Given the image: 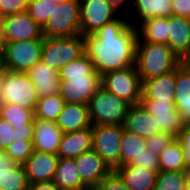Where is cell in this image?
I'll use <instances>...</instances> for the list:
<instances>
[{
    "mask_svg": "<svg viewBox=\"0 0 190 190\" xmlns=\"http://www.w3.org/2000/svg\"><path fill=\"white\" fill-rule=\"evenodd\" d=\"M85 38V52L100 74L135 65L137 31L131 21L120 17Z\"/></svg>",
    "mask_w": 190,
    "mask_h": 190,
    "instance_id": "obj_1",
    "label": "cell"
},
{
    "mask_svg": "<svg viewBox=\"0 0 190 190\" xmlns=\"http://www.w3.org/2000/svg\"><path fill=\"white\" fill-rule=\"evenodd\" d=\"M59 94L65 103L88 105L101 87V75L85 53L58 71Z\"/></svg>",
    "mask_w": 190,
    "mask_h": 190,
    "instance_id": "obj_2",
    "label": "cell"
},
{
    "mask_svg": "<svg viewBox=\"0 0 190 190\" xmlns=\"http://www.w3.org/2000/svg\"><path fill=\"white\" fill-rule=\"evenodd\" d=\"M182 62L168 44L136 43L135 66L141 81L174 71Z\"/></svg>",
    "mask_w": 190,
    "mask_h": 190,
    "instance_id": "obj_3",
    "label": "cell"
},
{
    "mask_svg": "<svg viewBox=\"0 0 190 190\" xmlns=\"http://www.w3.org/2000/svg\"><path fill=\"white\" fill-rule=\"evenodd\" d=\"M85 53V38L81 34L71 37H44L41 61L58 72Z\"/></svg>",
    "mask_w": 190,
    "mask_h": 190,
    "instance_id": "obj_4",
    "label": "cell"
},
{
    "mask_svg": "<svg viewBox=\"0 0 190 190\" xmlns=\"http://www.w3.org/2000/svg\"><path fill=\"white\" fill-rule=\"evenodd\" d=\"M129 104L100 87L88 102L89 118L95 125H123Z\"/></svg>",
    "mask_w": 190,
    "mask_h": 190,
    "instance_id": "obj_5",
    "label": "cell"
},
{
    "mask_svg": "<svg viewBox=\"0 0 190 190\" xmlns=\"http://www.w3.org/2000/svg\"><path fill=\"white\" fill-rule=\"evenodd\" d=\"M101 87L123 99L130 106L140 104L142 81L135 65L102 74Z\"/></svg>",
    "mask_w": 190,
    "mask_h": 190,
    "instance_id": "obj_6",
    "label": "cell"
},
{
    "mask_svg": "<svg viewBox=\"0 0 190 190\" xmlns=\"http://www.w3.org/2000/svg\"><path fill=\"white\" fill-rule=\"evenodd\" d=\"M80 26V0H70L54 6L42 33L44 37H71L80 34Z\"/></svg>",
    "mask_w": 190,
    "mask_h": 190,
    "instance_id": "obj_7",
    "label": "cell"
},
{
    "mask_svg": "<svg viewBox=\"0 0 190 190\" xmlns=\"http://www.w3.org/2000/svg\"><path fill=\"white\" fill-rule=\"evenodd\" d=\"M43 39L4 43L2 65L7 71L27 72L42 56Z\"/></svg>",
    "mask_w": 190,
    "mask_h": 190,
    "instance_id": "obj_8",
    "label": "cell"
},
{
    "mask_svg": "<svg viewBox=\"0 0 190 190\" xmlns=\"http://www.w3.org/2000/svg\"><path fill=\"white\" fill-rule=\"evenodd\" d=\"M123 125L92 126V149L114 171L121 166Z\"/></svg>",
    "mask_w": 190,
    "mask_h": 190,
    "instance_id": "obj_9",
    "label": "cell"
},
{
    "mask_svg": "<svg viewBox=\"0 0 190 190\" xmlns=\"http://www.w3.org/2000/svg\"><path fill=\"white\" fill-rule=\"evenodd\" d=\"M38 99L36 88L26 72H6L1 89V103L35 110Z\"/></svg>",
    "mask_w": 190,
    "mask_h": 190,
    "instance_id": "obj_10",
    "label": "cell"
},
{
    "mask_svg": "<svg viewBox=\"0 0 190 190\" xmlns=\"http://www.w3.org/2000/svg\"><path fill=\"white\" fill-rule=\"evenodd\" d=\"M80 34L94 35L101 27L118 16L106 0H80ZM115 16V17H114Z\"/></svg>",
    "mask_w": 190,
    "mask_h": 190,
    "instance_id": "obj_11",
    "label": "cell"
},
{
    "mask_svg": "<svg viewBox=\"0 0 190 190\" xmlns=\"http://www.w3.org/2000/svg\"><path fill=\"white\" fill-rule=\"evenodd\" d=\"M1 34L3 43L44 39L42 28L27 11L4 16Z\"/></svg>",
    "mask_w": 190,
    "mask_h": 190,
    "instance_id": "obj_12",
    "label": "cell"
},
{
    "mask_svg": "<svg viewBox=\"0 0 190 190\" xmlns=\"http://www.w3.org/2000/svg\"><path fill=\"white\" fill-rule=\"evenodd\" d=\"M141 106L150 114L156 116L158 128L161 131L177 138L184 125L182 118L175 107L174 101H155L141 98Z\"/></svg>",
    "mask_w": 190,
    "mask_h": 190,
    "instance_id": "obj_13",
    "label": "cell"
},
{
    "mask_svg": "<svg viewBox=\"0 0 190 190\" xmlns=\"http://www.w3.org/2000/svg\"><path fill=\"white\" fill-rule=\"evenodd\" d=\"M81 181L93 190L113 170L92 149L74 158Z\"/></svg>",
    "mask_w": 190,
    "mask_h": 190,
    "instance_id": "obj_14",
    "label": "cell"
},
{
    "mask_svg": "<svg viewBox=\"0 0 190 190\" xmlns=\"http://www.w3.org/2000/svg\"><path fill=\"white\" fill-rule=\"evenodd\" d=\"M59 157L34 150L23 163L29 183L53 181Z\"/></svg>",
    "mask_w": 190,
    "mask_h": 190,
    "instance_id": "obj_15",
    "label": "cell"
},
{
    "mask_svg": "<svg viewBox=\"0 0 190 190\" xmlns=\"http://www.w3.org/2000/svg\"><path fill=\"white\" fill-rule=\"evenodd\" d=\"M62 134L63 132L56 122L35 118L33 121V150L57 155Z\"/></svg>",
    "mask_w": 190,
    "mask_h": 190,
    "instance_id": "obj_16",
    "label": "cell"
},
{
    "mask_svg": "<svg viewBox=\"0 0 190 190\" xmlns=\"http://www.w3.org/2000/svg\"><path fill=\"white\" fill-rule=\"evenodd\" d=\"M123 127L143 138L162 132L161 128H158L156 116L146 111L141 104L129 106Z\"/></svg>",
    "mask_w": 190,
    "mask_h": 190,
    "instance_id": "obj_17",
    "label": "cell"
},
{
    "mask_svg": "<svg viewBox=\"0 0 190 190\" xmlns=\"http://www.w3.org/2000/svg\"><path fill=\"white\" fill-rule=\"evenodd\" d=\"M168 45L184 61L190 55V19L168 17Z\"/></svg>",
    "mask_w": 190,
    "mask_h": 190,
    "instance_id": "obj_18",
    "label": "cell"
},
{
    "mask_svg": "<svg viewBox=\"0 0 190 190\" xmlns=\"http://www.w3.org/2000/svg\"><path fill=\"white\" fill-rule=\"evenodd\" d=\"M176 69L169 73L142 80L141 98L155 101H174Z\"/></svg>",
    "mask_w": 190,
    "mask_h": 190,
    "instance_id": "obj_19",
    "label": "cell"
},
{
    "mask_svg": "<svg viewBox=\"0 0 190 190\" xmlns=\"http://www.w3.org/2000/svg\"><path fill=\"white\" fill-rule=\"evenodd\" d=\"M26 73L34 84L39 98L59 93L61 81L58 72L41 60Z\"/></svg>",
    "mask_w": 190,
    "mask_h": 190,
    "instance_id": "obj_20",
    "label": "cell"
},
{
    "mask_svg": "<svg viewBox=\"0 0 190 190\" xmlns=\"http://www.w3.org/2000/svg\"><path fill=\"white\" fill-rule=\"evenodd\" d=\"M92 150V126L84 130L63 133L58 148L59 158L74 159Z\"/></svg>",
    "mask_w": 190,
    "mask_h": 190,
    "instance_id": "obj_21",
    "label": "cell"
},
{
    "mask_svg": "<svg viewBox=\"0 0 190 190\" xmlns=\"http://www.w3.org/2000/svg\"><path fill=\"white\" fill-rule=\"evenodd\" d=\"M129 190H154L157 172L143 166L123 165L114 170Z\"/></svg>",
    "mask_w": 190,
    "mask_h": 190,
    "instance_id": "obj_22",
    "label": "cell"
},
{
    "mask_svg": "<svg viewBox=\"0 0 190 190\" xmlns=\"http://www.w3.org/2000/svg\"><path fill=\"white\" fill-rule=\"evenodd\" d=\"M63 133L84 130L92 126L88 105L65 103L56 120Z\"/></svg>",
    "mask_w": 190,
    "mask_h": 190,
    "instance_id": "obj_23",
    "label": "cell"
},
{
    "mask_svg": "<svg viewBox=\"0 0 190 190\" xmlns=\"http://www.w3.org/2000/svg\"><path fill=\"white\" fill-rule=\"evenodd\" d=\"M174 103L184 124H190V66L183 61L176 68Z\"/></svg>",
    "mask_w": 190,
    "mask_h": 190,
    "instance_id": "obj_24",
    "label": "cell"
},
{
    "mask_svg": "<svg viewBox=\"0 0 190 190\" xmlns=\"http://www.w3.org/2000/svg\"><path fill=\"white\" fill-rule=\"evenodd\" d=\"M53 182L61 190H90L81 181L74 159L59 158Z\"/></svg>",
    "mask_w": 190,
    "mask_h": 190,
    "instance_id": "obj_25",
    "label": "cell"
},
{
    "mask_svg": "<svg viewBox=\"0 0 190 190\" xmlns=\"http://www.w3.org/2000/svg\"><path fill=\"white\" fill-rule=\"evenodd\" d=\"M141 27H135V26ZM137 31V41L168 44V18L155 17L133 25ZM139 28V29H138Z\"/></svg>",
    "mask_w": 190,
    "mask_h": 190,
    "instance_id": "obj_26",
    "label": "cell"
},
{
    "mask_svg": "<svg viewBox=\"0 0 190 190\" xmlns=\"http://www.w3.org/2000/svg\"><path fill=\"white\" fill-rule=\"evenodd\" d=\"M135 15H139L137 21L143 22L146 19L155 17H169L173 15L172 2L170 0H134Z\"/></svg>",
    "mask_w": 190,
    "mask_h": 190,
    "instance_id": "obj_27",
    "label": "cell"
},
{
    "mask_svg": "<svg viewBox=\"0 0 190 190\" xmlns=\"http://www.w3.org/2000/svg\"><path fill=\"white\" fill-rule=\"evenodd\" d=\"M0 118L7 121L14 129L33 127L35 113L33 109L10 103L0 104Z\"/></svg>",
    "mask_w": 190,
    "mask_h": 190,
    "instance_id": "obj_28",
    "label": "cell"
},
{
    "mask_svg": "<svg viewBox=\"0 0 190 190\" xmlns=\"http://www.w3.org/2000/svg\"><path fill=\"white\" fill-rule=\"evenodd\" d=\"M158 158L160 171H186L183 149L177 138L171 141Z\"/></svg>",
    "mask_w": 190,
    "mask_h": 190,
    "instance_id": "obj_29",
    "label": "cell"
},
{
    "mask_svg": "<svg viewBox=\"0 0 190 190\" xmlns=\"http://www.w3.org/2000/svg\"><path fill=\"white\" fill-rule=\"evenodd\" d=\"M64 104L65 101L59 93L48 97H41L38 99L34 110L35 118L56 122Z\"/></svg>",
    "mask_w": 190,
    "mask_h": 190,
    "instance_id": "obj_30",
    "label": "cell"
},
{
    "mask_svg": "<svg viewBox=\"0 0 190 190\" xmlns=\"http://www.w3.org/2000/svg\"><path fill=\"white\" fill-rule=\"evenodd\" d=\"M146 149V138L124 129L121 143V166L129 164Z\"/></svg>",
    "mask_w": 190,
    "mask_h": 190,
    "instance_id": "obj_31",
    "label": "cell"
},
{
    "mask_svg": "<svg viewBox=\"0 0 190 190\" xmlns=\"http://www.w3.org/2000/svg\"><path fill=\"white\" fill-rule=\"evenodd\" d=\"M189 178L188 171H159L154 190H186Z\"/></svg>",
    "mask_w": 190,
    "mask_h": 190,
    "instance_id": "obj_32",
    "label": "cell"
},
{
    "mask_svg": "<svg viewBox=\"0 0 190 190\" xmlns=\"http://www.w3.org/2000/svg\"><path fill=\"white\" fill-rule=\"evenodd\" d=\"M29 180L22 164H16L10 172L0 174V190H29Z\"/></svg>",
    "mask_w": 190,
    "mask_h": 190,
    "instance_id": "obj_33",
    "label": "cell"
},
{
    "mask_svg": "<svg viewBox=\"0 0 190 190\" xmlns=\"http://www.w3.org/2000/svg\"><path fill=\"white\" fill-rule=\"evenodd\" d=\"M51 0H30L27 6L28 14L42 28L54 11V6H57Z\"/></svg>",
    "mask_w": 190,
    "mask_h": 190,
    "instance_id": "obj_34",
    "label": "cell"
},
{
    "mask_svg": "<svg viewBox=\"0 0 190 190\" xmlns=\"http://www.w3.org/2000/svg\"><path fill=\"white\" fill-rule=\"evenodd\" d=\"M32 141H13L6 150L7 155L16 163L22 164L33 153Z\"/></svg>",
    "mask_w": 190,
    "mask_h": 190,
    "instance_id": "obj_35",
    "label": "cell"
},
{
    "mask_svg": "<svg viewBox=\"0 0 190 190\" xmlns=\"http://www.w3.org/2000/svg\"><path fill=\"white\" fill-rule=\"evenodd\" d=\"M143 166L149 170L159 172V158L151 149L144 150L136 159H133L129 164Z\"/></svg>",
    "mask_w": 190,
    "mask_h": 190,
    "instance_id": "obj_36",
    "label": "cell"
},
{
    "mask_svg": "<svg viewBox=\"0 0 190 190\" xmlns=\"http://www.w3.org/2000/svg\"><path fill=\"white\" fill-rule=\"evenodd\" d=\"M173 139L174 137L172 135L164 132L156 133L149 138H146V147L159 156Z\"/></svg>",
    "mask_w": 190,
    "mask_h": 190,
    "instance_id": "obj_37",
    "label": "cell"
},
{
    "mask_svg": "<svg viewBox=\"0 0 190 190\" xmlns=\"http://www.w3.org/2000/svg\"><path fill=\"white\" fill-rule=\"evenodd\" d=\"M30 0H0V15L2 17L27 10Z\"/></svg>",
    "mask_w": 190,
    "mask_h": 190,
    "instance_id": "obj_38",
    "label": "cell"
},
{
    "mask_svg": "<svg viewBox=\"0 0 190 190\" xmlns=\"http://www.w3.org/2000/svg\"><path fill=\"white\" fill-rule=\"evenodd\" d=\"M93 190H129L115 171L105 177Z\"/></svg>",
    "mask_w": 190,
    "mask_h": 190,
    "instance_id": "obj_39",
    "label": "cell"
},
{
    "mask_svg": "<svg viewBox=\"0 0 190 190\" xmlns=\"http://www.w3.org/2000/svg\"><path fill=\"white\" fill-rule=\"evenodd\" d=\"M13 141H15L14 128L0 118V150L6 151Z\"/></svg>",
    "mask_w": 190,
    "mask_h": 190,
    "instance_id": "obj_40",
    "label": "cell"
},
{
    "mask_svg": "<svg viewBox=\"0 0 190 190\" xmlns=\"http://www.w3.org/2000/svg\"><path fill=\"white\" fill-rule=\"evenodd\" d=\"M177 139L181 143L183 149L186 171L190 172V124L183 125Z\"/></svg>",
    "mask_w": 190,
    "mask_h": 190,
    "instance_id": "obj_41",
    "label": "cell"
},
{
    "mask_svg": "<svg viewBox=\"0 0 190 190\" xmlns=\"http://www.w3.org/2000/svg\"><path fill=\"white\" fill-rule=\"evenodd\" d=\"M173 15L190 19V0L172 1Z\"/></svg>",
    "mask_w": 190,
    "mask_h": 190,
    "instance_id": "obj_42",
    "label": "cell"
},
{
    "mask_svg": "<svg viewBox=\"0 0 190 190\" xmlns=\"http://www.w3.org/2000/svg\"><path fill=\"white\" fill-rule=\"evenodd\" d=\"M17 163L14 162L6 153V151L0 150V174L10 172Z\"/></svg>",
    "mask_w": 190,
    "mask_h": 190,
    "instance_id": "obj_43",
    "label": "cell"
},
{
    "mask_svg": "<svg viewBox=\"0 0 190 190\" xmlns=\"http://www.w3.org/2000/svg\"><path fill=\"white\" fill-rule=\"evenodd\" d=\"M15 133V141L23 140V141H32L33 139V127H20L14 129Z\"/></svg>",
    "mask_w": 190,
    "mask_h": 190,
    "instance_id": "obj_44",
    "label": "cell"
},
{
    "mask_svg": "<svg viewBox=\"0 0 190 190\" xmlns=\"http://www.w3.org/2000/svg\"><path fill=\"white\" fill-rule=\"evenodd\" d=\"M29 190H61L53 181L30 183Z\"/></svg>",
    "mask_w": 190,
    "mask_h": 190,
    "instance_id": "obj_45",
    "label": "cell"
},
{
    "mask_svg": "<svg viewBox=\"0 0 190 190\" xmlns=\"http://www.w3.org/2000/svg\"><path fill=\"white\" fill-rule=\"evenodd\" d=\"M110 6L116 10V12H118L117 10H120L121 6L123 5L124 1L126 2L127 0H106ZM133 1V0H131Z\"/></svg>",
    "mask_w": 190,
    "mask_h": 190,
    "instance_id": "obj_46",
    "label": "cell"
},
{
    "mask_svg": "<svg viewBox=\"0 0 190 190\" xmlns=\"http://www.w3.org/2000/svg\"><path fill=\"white\" fill-rule=\"evenodd\" d=\"M6 72H7V70L4 67H2L0 69V104H1V89L3 87V83H4V80H5Z\"/></svg>",
    "mask_w": 190,
    "mask_h": 190,
    "instance_id": "obj_47",
    "label": "cell"
},
{
    "mask_svg": "<svg viewBox=\"0 0 190 190\" xmlns=\"http://www.w3.org/2000/svg\"><path fill=\"white\" fill-rule=\"evenodd\" d=\"M2 24H3V17L0 15V57L3 56V48H4V43L2 40Z\"/></svg>",
    "mask_w": 190,
    "mask_h": 190,
    "instance_id": "obj_48",
    "label": "cell"
},
{
    "mask_svg": "<svg viewBox=\"0 0 190 190\" xmlns=\"http://www.w3.org/2000/svg\"><path fill=\"white\" fill-rule=\"evenodd\" d=\"M51 1H53L54 3H57V4H62L64 2L70 1V0H51Z\"/></svg>",
    "mask_w": 190,
    "mask_h": 190,
    "instance_id": "obj_49",
    "label": "cell"
},
{
    "mask_svg": "<svg viewBox=\"0 0 190 190\" xmlns=\"http://www.w3.org/2000/svg\"><path fill=\"white\" fill-rule=\"evenodd\" d=\"M184 61L190 66V55Z\"/></svg>",
    "mask_w": 190,
    "mask_h": 190,
    "instance_id": "obj_50",
    "label": "cell"
},
{
    "mask_svg": "<svg viewBox=\"0 0 190 190\" xmlns=\"http://www.w3.org/2000/svg\"><path fill=\"white\" fill-rule=\"evenodd\" d=\"M186 190H190V178H189V181H188V183H187Z\"/></svg>",
    "mask_w": 190,
    "mask_h": 190,
    "instance_id": "obj_51",
    "label": "cell"
},
{
    "mask_svg": "<svg viewBox=\"0 0 190 190\" xmlns=\"http://www.w3.org/2000/svg\"><path fill=\"white\" fill-rule=\"evenodd\" d=\"M3 67L2 65V57H0V69Z\"/></svg>",
    "mask_w": 190,
    "mask_h": 190,
    "instance_id": "obj_52",
    "label": "cell"
}]
</instances>
